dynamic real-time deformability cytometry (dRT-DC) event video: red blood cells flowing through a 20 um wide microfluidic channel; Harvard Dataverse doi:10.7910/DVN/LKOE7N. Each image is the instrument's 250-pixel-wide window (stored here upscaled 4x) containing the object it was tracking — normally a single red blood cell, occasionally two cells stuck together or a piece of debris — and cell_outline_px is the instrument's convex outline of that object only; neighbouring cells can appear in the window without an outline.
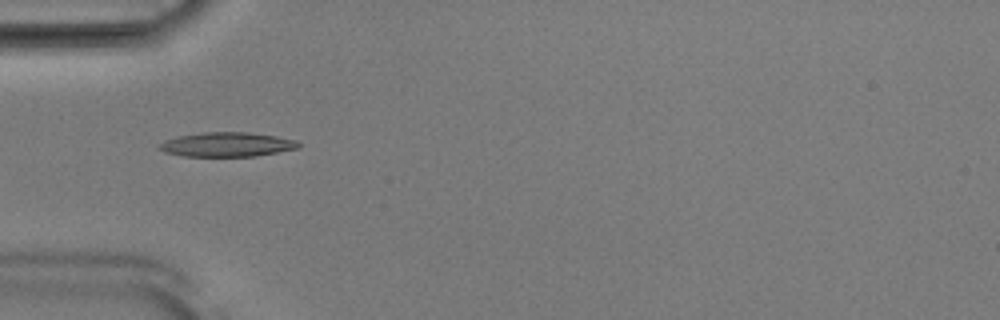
{"species": "Egyptian fruit bat (a non-hibernating species)", "species_latin": "Rousettus aegyptiacus", "temperature_condition": "room temperature", "stored_images_in_passage": 22, "camera_frame_rate_fps": 3000, "um_per_image_px": 0.085, "animal": {"sex": "male"}, "frame": {"image": 1, "passage_image": 1, "time_ms": 0.0, "image_size_px": [1000, 320], "cell_outline_px": [[300, 148], [256, 156], [180, 156], [164, 152], [156, 148], [156, 144], [164, 140], [176, 136], [204, 132], [248, 132], [276, 136], [296, 140], [300, 144]], "centroid_in_image_um": [19.23, 12.28], "position_along_channel_um": 65.8, "area_um2": 20.06}}
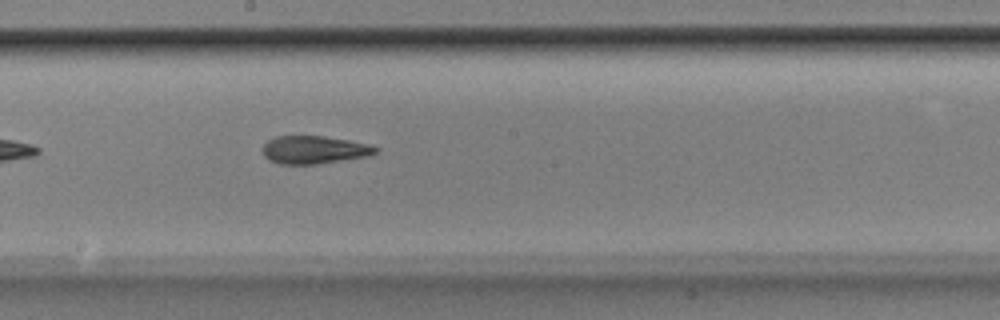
{"frame": {"image": 2, "passage_image": 13, "time_ms": 4.0, "image_size_px": [1000, 320], "cell_outline_px": [[380, 148], [376, 152], [368, 156], [316, 164], [280, 164], [268, 160], [264, 156], [260, 148], [268, 140], [276, 136], [324, 136], [348, 140], [368, 144]], "centroid_in_image_um": [26.66, 12.73], "position_along_channel_um": 221.5, "area_um2": 18.44}}
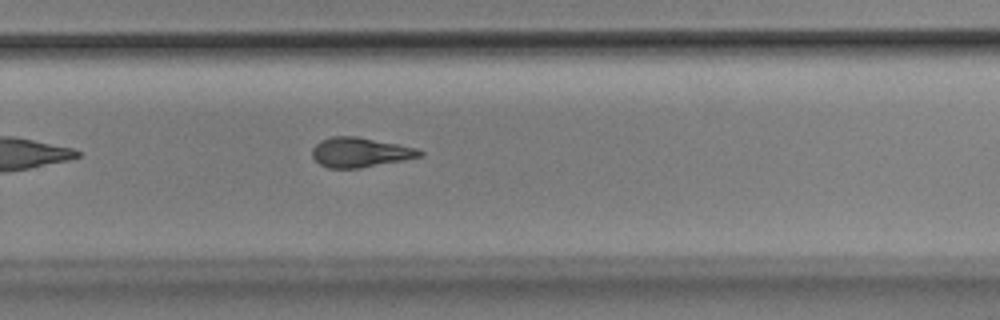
{"frame": {"image": 3, "passage_image": 19, "time_ms": 6.0, "image_size_px": [1000, 320], "cell_outline_px": [[424, 152], [420, 156], [404, 160], [360, 168], [328, 168], [320, 164], [312, 156], [312, 148], [320, 140], [332, 136], [356, 136], [416, 148]], "centroid_in_image_um": [30.57, 12.95], "position_along_channel_um": 299.2, "area_um2": 18.44}}